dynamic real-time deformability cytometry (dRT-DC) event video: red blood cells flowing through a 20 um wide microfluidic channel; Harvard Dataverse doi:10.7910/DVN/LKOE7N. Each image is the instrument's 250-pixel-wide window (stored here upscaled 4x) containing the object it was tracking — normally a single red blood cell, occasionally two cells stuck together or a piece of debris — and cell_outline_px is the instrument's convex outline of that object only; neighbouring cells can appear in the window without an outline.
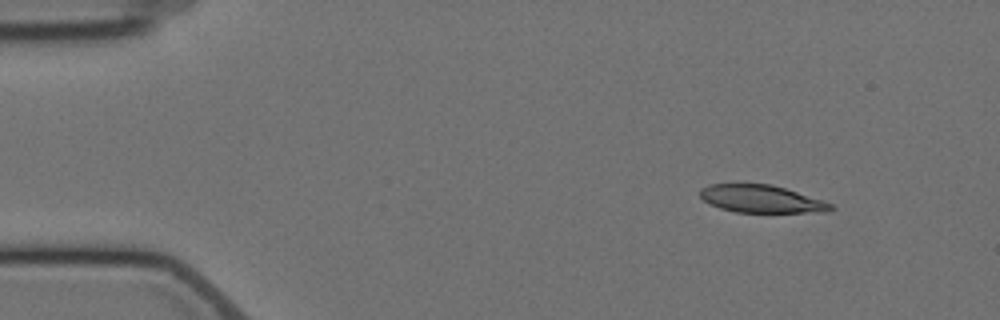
{"species": "Egyptian fruit bat (a non-hibernating species)", "species_latin": "Rousettus aegyptiacus", "temperature_condition": "cold", "stored_images_in_passage": 4, "camera_frame_rate_fps": 3000, "um_per_image_px": 0.085, "animal": {"sex": "female"}, "frame": {"image": 1, "passage_image": 1, "time_ms": 0.0, "image_size_px": [1000, 320], "cell_outline_px": [[836, 208], [828, 212], [736, 212], [720, 208], [708, 204], [700, 196], [700, 188], [708, 184], [772, 184], [832, 204]], "centroid_in_image_um": [64.67, 16.91], "position_along_channel_um": 20.3, "area_um2": 20.87}}
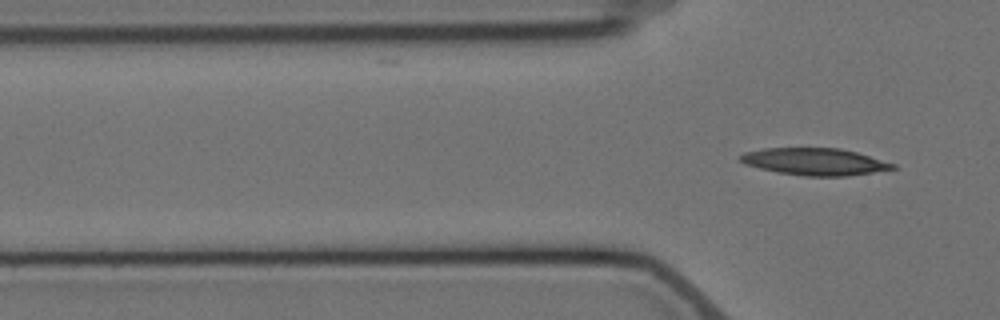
{"frame": {"image": 2, "passage_image": 4, "time_ms": 3.333, "image_size_px": [1000, 320], "cell_outline_px": [[896, 168], [848, 176], [804, 176], [776, 172], [744, 164], [736, 156], [744, 152], [764, 148], [840, 148], [856, 152], [896, 164]], "centroid_in_image_um": [69.2, 13.74], "position_along_channel_um": 56.6, "area_um2": 24.04}}